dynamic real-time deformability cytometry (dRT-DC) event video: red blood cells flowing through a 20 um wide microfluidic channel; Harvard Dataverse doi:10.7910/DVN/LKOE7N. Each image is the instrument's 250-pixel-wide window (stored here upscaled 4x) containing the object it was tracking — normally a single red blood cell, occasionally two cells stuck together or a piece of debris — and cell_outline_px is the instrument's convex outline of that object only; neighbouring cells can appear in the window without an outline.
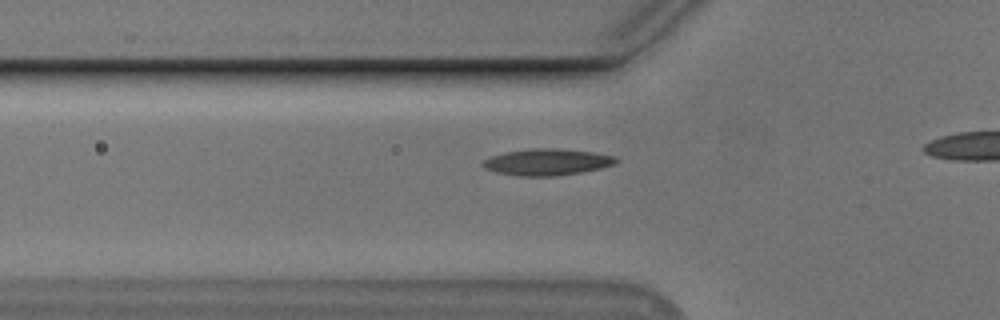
{"species": "Egyptian fruit bat (a non-hibernating species)", "species_latin": "Rousettus aegyptiacus", "temperature_condition": "cold", "stored_images_in_passage": 32, "camera_frame_rate_fps": 3000, "um_per_image_px": 0.085, "animal": {"sex": "male"}, "frame": {"image": 1, "passage_image": 13, "time_ms": 4.0, "image_size_px": [1000, 320], "cell_outline_px": [[620, 160], [612, 164], [600, 168], [580, 172], [552, 176], [520, 176], [496, 172], [484, 168], [480, 164], [480, 160], [504, 152], [528, 148], [556, 148], [592, 152], [616, 156]], "centroid_in_image_um": [46.44, 13.76], "position_along_channel_um": 79.4, "area_um2": 20.63}}
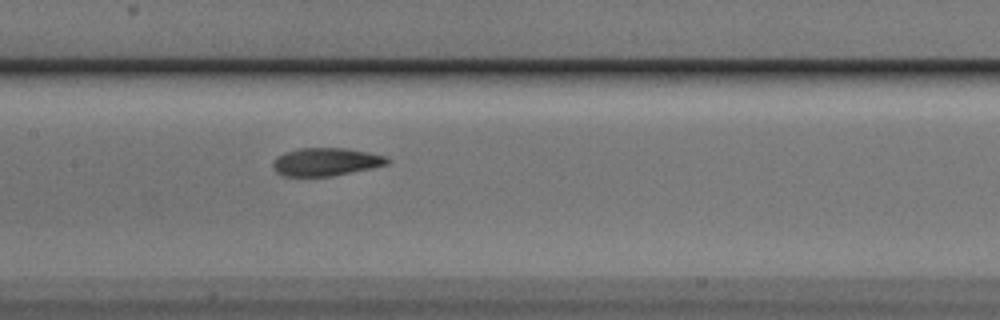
{"frame": {"image": 2, "passage_image": 21, "time_ms": 6.667, "image_size_px": [1000, 320], "cell_outline_px": [[388, 164], [372, 168], [332, 176], [284, 176], [276, 172], [272, 168], [272, 164], [276, 156], [284, 152], [300, 148], [344, 148], [368, 152], [388, 156]], "centroid_in_image_um": [27.68, 13.75], "position_along_channel_um": 179.7, "area_um2": 18.73}}
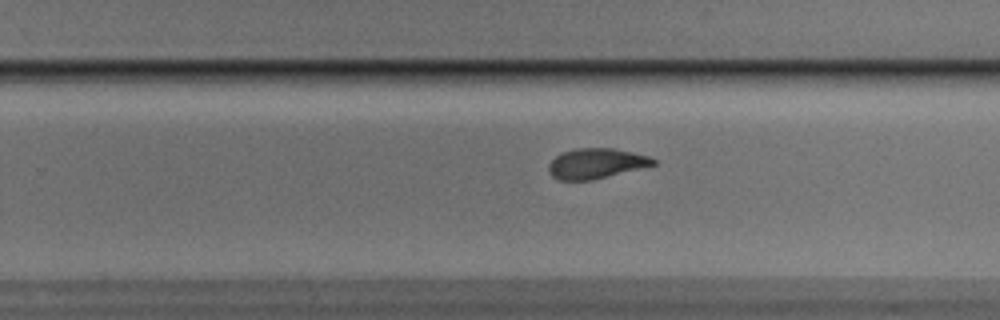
{"frame": {"image": 3, "passage_image": 29, "time_ms": 9.333, "image_size_px": [1000, 320], "cell_outline_px": [[656, 164], [592, 180], [560, 180], [552, 176], [548, 172], [548, 164], [556, 156], [564, 152], [576, 148], [612, 148], [632, 152], [648, 156], [656, 160]], "centroid_in_image_um": [50.64, 13.89], "position_along_channel_um": 279.2, "area_um2": 18.21}}